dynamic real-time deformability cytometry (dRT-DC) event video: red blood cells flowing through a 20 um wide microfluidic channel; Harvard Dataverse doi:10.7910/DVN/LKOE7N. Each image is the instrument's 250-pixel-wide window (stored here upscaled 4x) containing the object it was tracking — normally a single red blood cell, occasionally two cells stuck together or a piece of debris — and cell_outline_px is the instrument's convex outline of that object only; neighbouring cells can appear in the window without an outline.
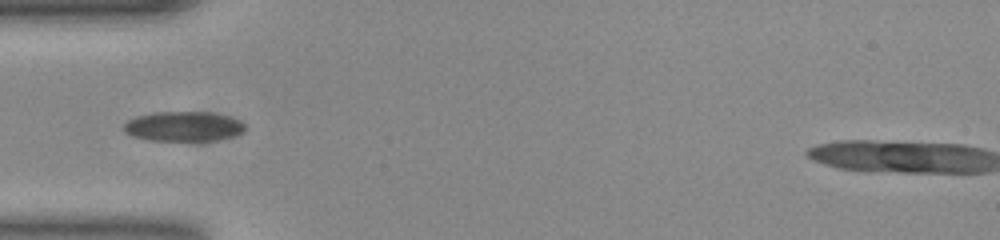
{"species": "common noctule bat (a hibernating species)", "species_latin": "Nyctalus noctula", "temperature_condition": "room temperature", "stored_images_in_passage": 36, "camera_frame_rate_fps": 3000, "um_per_image_px": 0.085, "animal": {"sex": "female", "body_mass_g": 23.0, "forearm_length_mm": 53.4}, "frame": {"image": 1, "passage_image": 1, "time_ms": 0.0, "image_size_px": [1000, 240], "cell_outline_px": [[244, 128], [240, 132], [232, 136], [216, 140], [152, 140], [132, 136], [124, 132], [124, 124], [128, 120], [136, 116], [156, 112], [208, 112], [228, 116], [240, 120], [244, 124]], "centroid_in_image_um": [15.56, 10.73], "position_along_channel_um": 69.4, "area_um2": 20.75}}
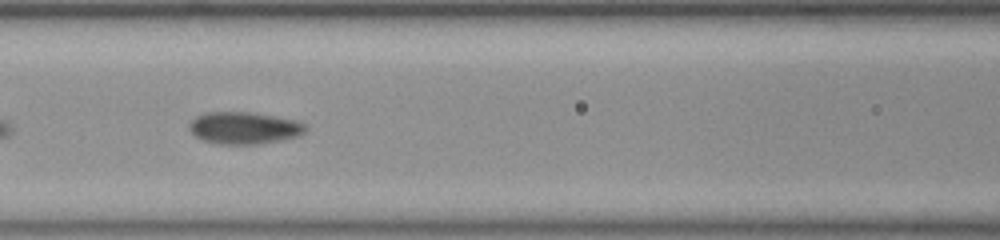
{"frame": {"image": 2, "passage_image": 7, "time_ms": 2.0, "image_size_px": [1000, 240], "cell_outline_px": [[308, 128], [300, 136], [280, 140], [256, 144], [220, 144], [204, 140], [196, 136], [188, 128], [188, 124], [196, 116], [204, 112], [252, 112], [296, 120], [304, 124]], "centroid_in_image_um": [20.75, 10.87], "position_along_channel_um": 145.8, "area_um2": 21.73}}
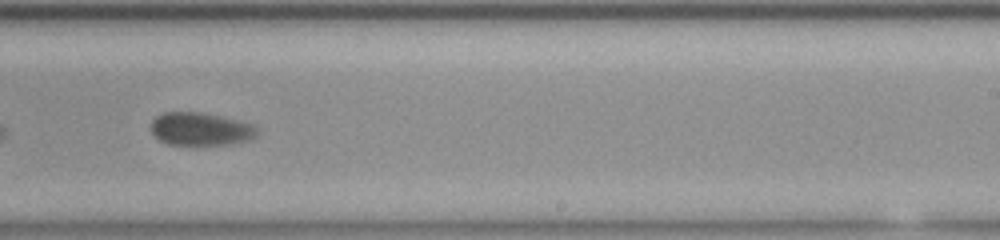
{"frame": {"image": 3, "passage_image": 17, "time_ms": 5.333, "image_size_px": [1000, 240], "cell_outline_px": [[260, 136], [248, 140], [228, 144], [168, 144], [160, 140], [152, 132], [152, 120], [156, 116], [164, 112], [200, 112], [220, 116], [252, 124], [260, 132]], "centroid_in_image_um": [17.08, 10.96], "position_along_channel_um": 271.9, "area_um2": 20.23}, "authors_computed_cell_mechanics": {"area_um2": 21.7617, "velocity_mm_per_s": 3.7856, "shape_relaxation_time_tau1_ms": 2.4404, "shape_relaxation_time_tau2_ms": null, "deformation_change_tau1": 0.0686, "deformation_change_tau2": null}}